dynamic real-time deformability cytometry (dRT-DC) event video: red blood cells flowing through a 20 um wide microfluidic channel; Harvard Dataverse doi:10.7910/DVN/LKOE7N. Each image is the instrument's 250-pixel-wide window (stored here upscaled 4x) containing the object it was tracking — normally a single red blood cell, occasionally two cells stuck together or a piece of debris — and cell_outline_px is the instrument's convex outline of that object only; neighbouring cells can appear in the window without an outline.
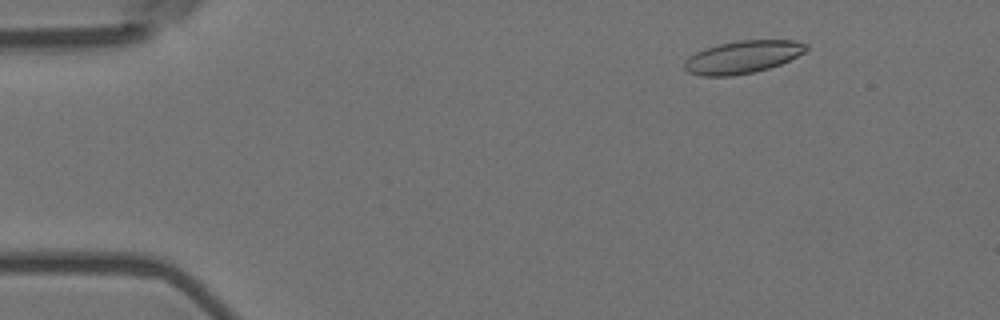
{"species": "Egyptian fruit bat (a non-hibernating species)", "species_latin": "Rousettus aegyptiacus", "temperature_condition": "room temperature", "stored_images_in_passage": 7, "camera_frame_rate_fps": 3000, "um_per_image_px": 0.085, "animal": {"sex": "female"}, "frame": {"image": 1, "passage_image": 3, "time_ms": 0.667, "image_size_px": [1000, 320], "cell_outline_px": [[808, 48], [804, 52], [780, 64], [768, 68], [752, 72], [732, 76], [700, 76], [688, 72], [684, 68], [684, 64], [696, 52], [704, 48], [720, 44], [740, 40], [796, 40], [808, 44]], "centroid_in_image_um": [63.14, 4.84], "position_along_channel_um": 21.9, "area_um2": 22.89}}
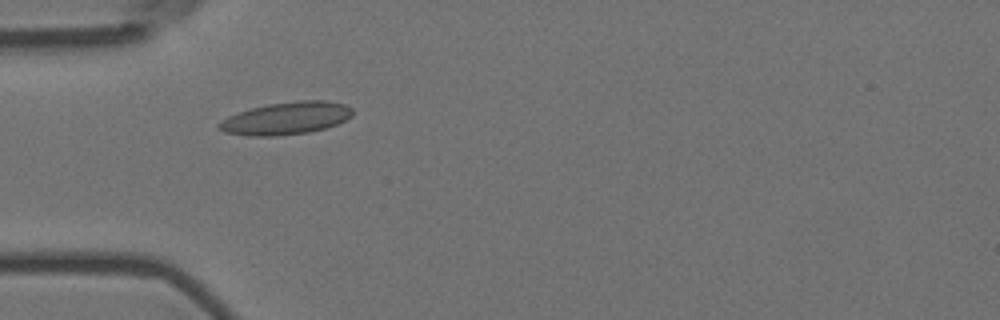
{"frame": {"image": 2, "passage_image": 6, "time_ms": 1.667, "image_size_px": [1000, 320], "cell_outline_px": [[352, 116], [336, 124], [324, 128], [308, 132], [276, 136], [248, 136], [224, 132], [216, 128], [216, 124], [228, 116], [252, 108], [268, 104], [300, 100], [328, 100], [344, 104], [352, 108]], "centroid_in_image_um": [24.3, 10.05], "position_along_channel_um": 60.7, "area_um2": 25.26}}
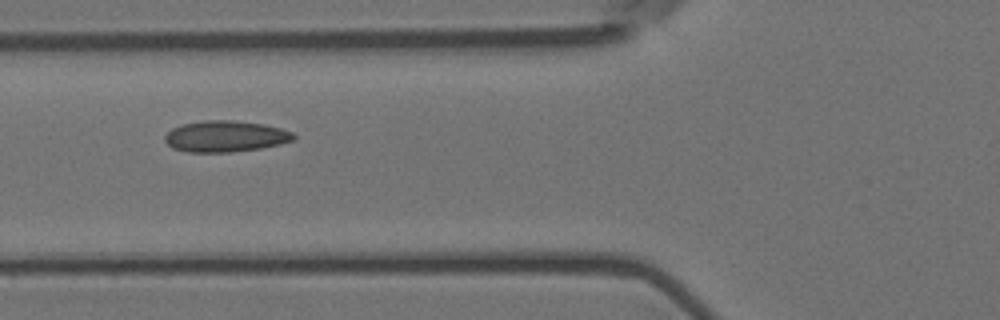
{"frame": {"image": 3, "passage_image": 7, "time_ms": 2.0, "image_size_px": [1000, 320], "cell_outline_px": [[296, 136], [292, 140], [280, 144], [260, 148], [232, 152], [188, 152], [172, 148], [164, 140], [164, 136], [172, 128], [180, 124], [208, 120], [232, 120], [264, 124], [280, 128], [292, 132]], "centroid_in_image_um": [19.13, 11.59], "position_along_channel_um": 106.7, "area_um2": 23.41}}